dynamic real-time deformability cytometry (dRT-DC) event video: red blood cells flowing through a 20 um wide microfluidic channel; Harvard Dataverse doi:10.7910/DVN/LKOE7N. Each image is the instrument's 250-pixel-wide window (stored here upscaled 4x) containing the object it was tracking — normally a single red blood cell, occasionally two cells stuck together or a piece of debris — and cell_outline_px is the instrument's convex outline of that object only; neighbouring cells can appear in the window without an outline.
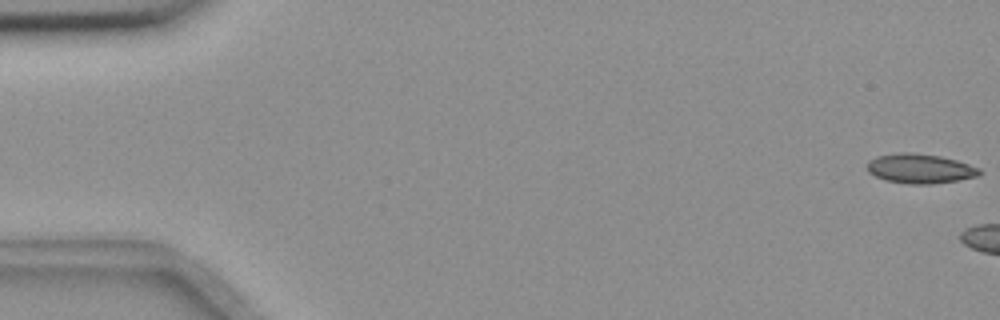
{"species": "common noctule bat (a hibernating species)", "species_latin": "Nyctalus noctula", "temperature_condition": "room temperature", "stored_images_in_passage": 12, "camera_frame_rate_fps": 3000, "um_per_image_px": 0.085, "animal": {"sex": "female", "body_mass_g": 18.4}, "frame": {"image": 1, "passage_image": 1, "time_ms": 0.0, "image_size_px": [1000, 320], "cell_outline_px": [[980, 176], [932, 184], [908, 184], [884, 180], [868, 172], [868, 160], [876, 156], [896, 152], [912, 152], [940, 156], [956, 160], [980, 168]], "centroid_in_image_um": [78.18, 14.32], "position_along_channel_um": 6.8, "area_um2": 19.42}}